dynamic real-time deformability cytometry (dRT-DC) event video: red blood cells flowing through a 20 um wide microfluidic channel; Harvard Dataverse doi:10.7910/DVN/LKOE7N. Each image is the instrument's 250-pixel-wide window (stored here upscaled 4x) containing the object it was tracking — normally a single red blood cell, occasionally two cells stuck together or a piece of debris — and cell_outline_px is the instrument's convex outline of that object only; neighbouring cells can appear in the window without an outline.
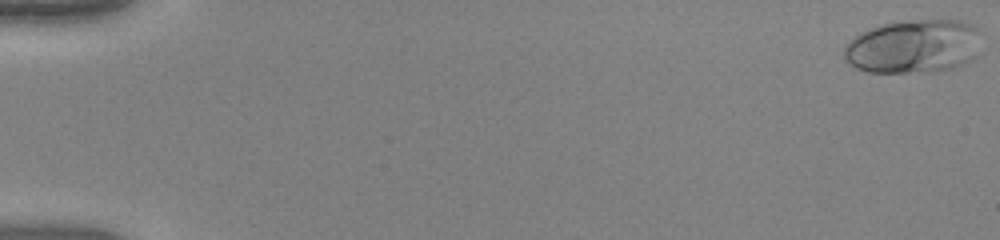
{"species": "human", "species_latin": "Homo sapiens", "temperature_condition": "warm", "stored_images_in_passage": 52, "camera_frame_rate_fps": 3000, "um_per_image_px": 0.085, "donor": {"sex": "female"}, "frame": {"image": 1, "passage_image": 1, "time_ms": 0.0, "image_size_px": [1000, 240], "cell_outline_px": [[980, 32], [976, 56], [972, 60], [964, 64], [952, 68], [932, 72], [868, 72], [856, 68], [844, 60], [844, 48], [860, 32], [868, 28], [880, 24], [908, 20], [964, 20], [976, 24], [980, 28]], "centroid_in_image_um": [77.68, 3.93], "position_along_channel_um": 7.3, "area_um2": 43.47}}
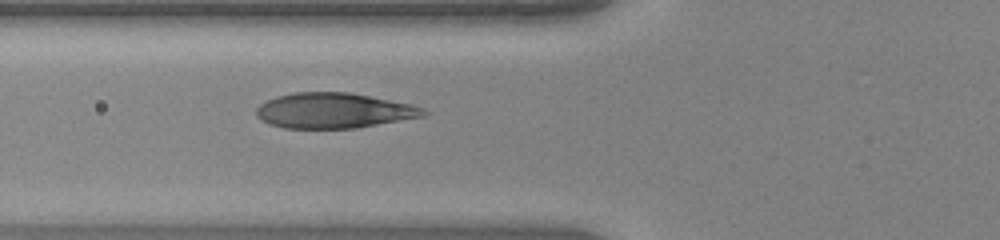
{"frame": {"image": 2, "passage_image": 21, "time_ms": 6.667, "image_size_px": [1000, 240], "cell_outline_px": [[432, 112], [428, 116], [356, 128], [284, 128], [268, 124], [260, 120], [256, 116], [256, 108], [260, 104], [276, 96], [296, 92], [348, 92], [408, 104], [424, 108]], "centroid_in_image_um": [28.38, 9.41], "position_along_channel_um": 97.4, "area_um2": 34.51}}
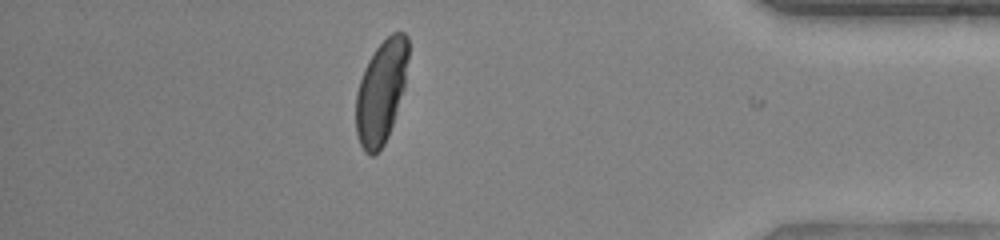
{"frame": {"image": 3, "passage_image": 46, "time_ms": 15.0, "image_size_px": [1000, 240], "cell_outline_px": [[408, 56], [404, 88], [388, 136], [384, 144], [372, 156], [368, 156], [364, 152], [356, 136], [356, 92], [364, 68], [368, 60], [376, 48], [392, 32], [404, 32], [408, 36]], "centroid_in_image_um": [32.38, 7.8], "position_along_channel_um": 402.8, "area_um2": 31.39}, "authors_computed_cell_mechanics": {"area_um2": 35.1713, "velocity_mm_per_s": 4.056, "shape_relaxation_time_tau1_ms": 3.7296, "shape_relaxation_time_tau2_ms": null, "deformation_change_tau1": 0.2152, "deformation_change_tau2": null}}